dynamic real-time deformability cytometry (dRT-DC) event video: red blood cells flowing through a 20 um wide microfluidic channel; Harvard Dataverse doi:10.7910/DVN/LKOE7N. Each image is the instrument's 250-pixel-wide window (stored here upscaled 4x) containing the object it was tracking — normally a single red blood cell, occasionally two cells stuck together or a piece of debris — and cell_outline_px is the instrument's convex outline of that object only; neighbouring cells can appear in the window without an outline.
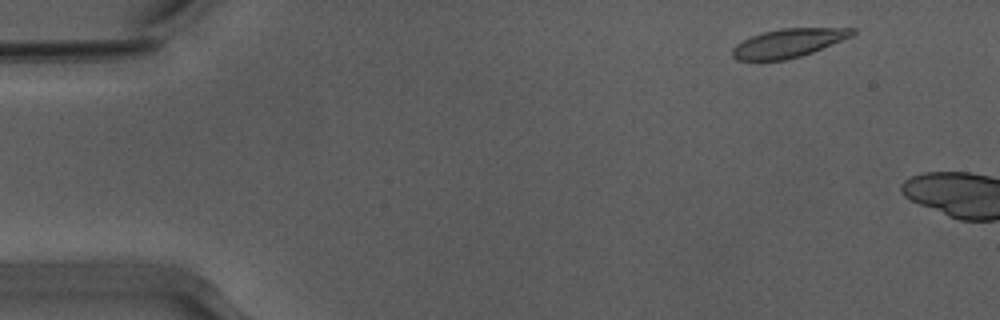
{"species": "Egyptian fruit bat (a non-hibernating species)", "species_latin": "Rousettus aegyptiacus", "temperature_condition": "warm", "stored_images_in_passage": 7, "camera_frame_rate_fps": 3000, "um_per_image_px": 0.085, "animal": {"sex": "male"}, "frame": {"image": 1, "passage_image": 4, "time_ms": 1.0, "image_size_px": [1000, 320], "cell_outline_px": [[856, 32], [852, 36], [812, 52], [800, 56], [784, 60], [736, 60], [732, 56], [732, 48], [736, 44], [752, 36], [764, 32], [780, 28], [856, 28]], "centroid_in_image_um": [67.01, 3.66], "position_along_channel_um": 18.0, "area_um2": 19.83}}